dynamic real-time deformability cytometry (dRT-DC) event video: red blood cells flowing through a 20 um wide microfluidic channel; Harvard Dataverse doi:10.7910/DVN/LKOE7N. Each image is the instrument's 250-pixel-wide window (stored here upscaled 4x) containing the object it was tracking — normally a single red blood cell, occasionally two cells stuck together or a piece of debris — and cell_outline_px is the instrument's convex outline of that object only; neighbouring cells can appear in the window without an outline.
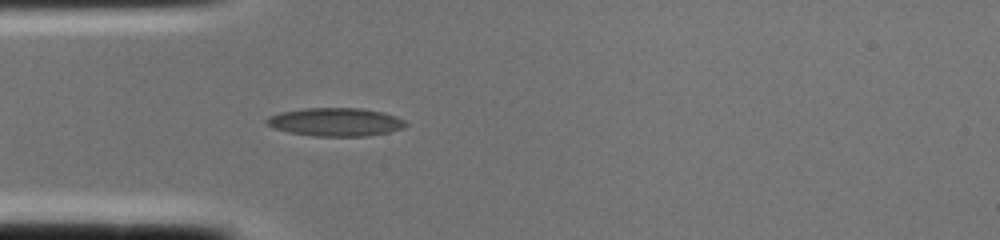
{"species": "common noctule bat (a hibernating species)", "species_latin": "Nyctalus noctula", "temperature_condition": "cold", "stored_images_in_passage": 2, "camera_frame_rate_fps": 3000, "um_per_image_px": 0.085, "animal": {"sex": "female", "body_mass_g": 22.0, "forearm_length_mm": 56.7}, "frame": {"image": 1, "passage_image": 2, "time_ms": 0.333, "image_size_px": [1000, 240], "cell_outline_px": [[408, 124], [404, 128], [388, 132], [368, 136], [312, 136], [288, 132], [272, 128], [264, 124], [264, 120], [268, 116], [280, 112], [304, 108], [360, 108], [380, 112], [396, 116], [404, 120]], "centroid_in_image_um": [28.46, 10.37], "position_along_channel_um": 56.5, "area_um2": 23.12}}